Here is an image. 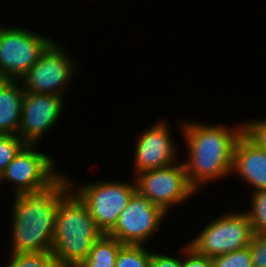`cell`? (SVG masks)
Wrapping results in <instances>:
<instances>
[{
	"mask_svg": "<svg viewBox=\"0 0 266 267\" xmlns=\"http://www.w3.org/2000/svg\"><path fill=\"white\" fill-rule=\"evenodd\" d=\"M166 215L160 207L135 191L108 235L122 244L145 245L159 231Z\"/></svg>",
	"mask_w": 266,
	"mask_h": 267,
	"instance_id": "30bf717a",
	"label": "cell"
},
{
	"mask_svg": "<svg viewBox=\"0 0 266 267\" xmlns=\"http://www.w3.org/2000/svg\"><path fill=\"white\" fill-rule=\"evenodd\" d=\"M168 125L166 121H158L139 134L134 149L135 175L177 162V149Z\"/></svg>",
	"mask_w": 266,
	"mask_h": 267,
	"instance_id": "7c38bea8",
	"label": "cell"
},
{
	"mask_svg": "<svg viewBox=\"0 0 266 267\" xmlns=\"http://www.w3.org/2000/svg\"><path fill=\"white\" fill-rule=\"evenodd\" d=\"M26 144L17 135H0V176Z\"/></svg>",
	"mask_w": 266,
	"mask_h": 267,
	"instance_id": "d6986e66",
	"label": "cell"
},
{
	"mask_svg": "<svg viewBox=\"0 0 266 267\" xmlns=\"http://www.w3.org/2000/svg\"><path fill=\"white\" fill-rule=\"evenodd\" d=\"M123 245L116 238L103 234L94 242L87 259L79 267H115L118 252Z\"/></svg>",
	"mask_w": 266,
	"mask_h": 267,
	"instance_id": "9a60e30c",
	"label": "cell"
},
{
	"mask_svg": "<svg viewBox=\"0 0 266 267\" xmlns=\"http://www.w3.org/2000/svg\"><path fill=\"white\" fill-rule=\"evenodd\" d=\"M243 134L256 146L266 150V119L243 123Z\"/></svg>",
	"mask_w": 266,
	"mask_h": 267,
	"instance_id": "44dd1931",
	"label": "cell"
},
{
	"mask_svg": "<svg viewBox=\"0 0 266 267\" xmlns=\"http://www.w3.org/2000/svg\"><path fill=\"white\" fill-rule=\"evenodd\" d=\"M254 231L246 212H228L209 222L188 241L196 253L215 258L250 246Z\"/></svg>",
	"mask_w": 266,
	"mask_h": 267,
	"instance_id": "277c9868",
	"label": "cell"
},
{
	"mask_svg": "<svg viewBox=\"0 0 266 267\" xmlns=\"http://www.w3.org/2000/svg\"><path fill=\"white\" fill-rule=\"evenodd\" d=\"M213 267H253L250 247L212 258Z\"/></svg>",
	"mask_w": 266,
	"mask_h": 267,
	"instance_id": "ffe728a7",
	"label": "cell"
},
{
	"mask_svg": "<svg viewBox=\"0 0 266 267\" xmlns=\"http://www.w3.org/2000/svg\"><path fill=\"white\" fill-rule=\"evenodd\" d=\"M64 95L30 93L24 91L21 120L17 136L27 144L39 143L58 121L63 110Z\"/></svg>",
	"mask_w": 266,
	"mask_h": 267,
	"instance_id": "8fae6325",
	"label": "cell"
},
{
	"mask_svg": "<svg viewBox=\"0 0 266 267\" xmlns=\"http://www.w3.org/2000/svg\"><path fill=\"white\" fill-rule=\"evenodd\" d=\"M233 173L251 185L253 191L266 189V150L256 146L244 134L235 143Z\"/></svg>",
	"mask_w": 266,
	"mask_h": 267,
	"instance_id": "4fadbf2b",
	"label": "cell"
},
{
	"mask_svg": "<svg viewBox=\"0 0 266 267\" xmlns=\"http://www.w3.org/2000/svg\"><path fill=\"white\" fill-rule=\"evenodd\" d=\"M150 267H182V259L175 256L152 252Z\"/></svg>",
	"mask_w": 266,
	"mask_h": 267,
	"instance_id": "cb8c5ba5",
	"label": "cell"
},
{
	"mask_svg": "<svg viewBox=\"0 0 266 267\" xmlns=\"http://www.w3.org/2000/svg\"><path fill=\"white\" fill-rule=\"evenodd\" d=\"M70 189L64 174L43 190L14 194L10 253L51 252L59 201Z\"/></svg>",
	"mask_w": 266,
	"mask_h": 267,
	"instance_id": "6da1fadb",
	"label": "cell"
},
{
	"mask_svg": "<svg viewBox=\"0 0 266 267\" xmlns=\"http://www.w3.org/2000/svg\"><path fill=\"white\" fill-rule=\"evenodd\" d=\"M72 181L69 178L71 189L86 204L89 214L103 234H108L114 228L121 211L136 191L135 182L129 184L101 179L76 188Z\"/></svg>",
	"mask_w": 266,
	"mask_h": 267,
	"instance_id": "8992f818",
	"label": "cell"
},
{
	"mask_svg": "<svg viewBox=\"0 0 266 267\" xmlns=\"http://www.w3.org/2000/svg\"><path fill=\"white\" fill-rule=\"evenodd\" d=\"M181 124L188 149V159L183 163L190 185L199 192L204 184L230 175L235 143L243 134V124L233 128L192 121Z\"/></svg>",
	"mask_w": 266,
	"mask_h": 267,
	"instance_id": "7a4b0ae2",
	"label": "cell"
},
{
	"mask_svg": "<svg viewBox=\"0 0 266 267\" xmlns=\"http://www.w3.org/2000/svg\"><path fill=\"white\" fill-rule=\"evenodd\" d=\"M136 191L167 213L172 206L197 193L190 185L184 163L143 171L134 179Z\"/></svg>",
	"mask_w": 266,
	"mask_h": 267,
	"instance_id": "ba28073f",
	"label": "cell"
},
{
	"mask_svg": "<svg viewBox=\"0 0 266 267\" xmlns=\"http://www.w3.org/2000/svg\"><path fill=\"white\" fill-rule=\"evenodd\" d=\"M144 246L124 244L118 252L115 267H150L152 252Z\"/></svg>",
	"mask_w": 266,
	"mask_h": 267,
	"instance_id": "2e32d148",
	"label": "cell"
},
{
	"mask_svg": "<svg viewBox=\"0 0 266 267\" xmlns=\"http://www.w3.org/2000/svg\"><path fill=\"white\" fill-rule=\"evenodd\" d=\"M7 267H58L52 252L10 253Z\"/></svg>",
	"mask_w": 266,
	"mask_h": 267,
	"instance_id": "e0dca14e",
	"label": "cell"
},
{
	"mask_svg": "<svg viewBox=\"0 0 266 267\" xmlns=\"http://www.w3.org/2000/svg\"><path fill=\"white\" fill-rule=\"evenodd\" d=\"M53 42L24 27H0V79L20 80Z\"/></svg>",
	"mask_w": 266,
	"mask_h": 267,
	"instance_id": "5b68a950",
	"label": "cell"
},
{
	"mask_svg": "<svg viewBox=\"0 0 266 267\" xmlns=\"http://www.w3.org/2000/svg\"><path fill=\"white\" fill-rule=\"evenodd\" d=\"M23 98L20 80L0 79V135H17Z\"/></svg>",
	"mask_w": 266,
	"mask_h": 267,
	"instance_id": "5bb4252c",
	"label": "cell"
},
{
	"mask_svg": "<svg viewBox=\"0 0 266 267\" xmlns=\"http://www.w3.org/2000/svg\"><path fill=\"white\" fill-rule=\"evenodd\" d=\"M251 210L246 214L255 234L266 232V189L252 191Z\"/></svg>",
	"mask_w": 266,
	"mask_h": 267,
	"instance_id": "ac0fdd59",
	"label": "cell"
},
{
	"mask_svg": "<svg viewBox=\"0 0 266 267\" xmlns=\"http://www.w3.org/2000/svg\"><path fill=\"white\" fill-rule=\"evenodd\" d=\"M182 250V267H213L211 258L196 253L187 243Z\"/></svg>",
	"mask_w": 266,
	"mask_h": 267,
	"instance_id": "603a6c76",
	"label": "cell"
},
{
	"mask_svg": "<svg viewBox=\"0 0 266 267\" xmlns=\"http://www.w3.org/2000/svg\"><path fill=\"white\" fill-rule=\"evenodd\" d=\"M249 247L253 267H266V232L255 234Z\"/></svg>",
	"mask_w": 266,
	"mask_h": 267,
	"instance_id": "7402d4cb",
	"label": "cell"
},
{
	"mask_svg": "<svg viewBox=\"0 0 266 267\" xmlns=\"http://www.w3.org/2000/svg\"><path fill=\"white\" fill-rule=\"evenodd\" d=\"M102 235L86 204L70 189L56 212L51 252L58 267H79Z\"/></svg>",
	"mask_w": 266,
	"mask_h": 267,
	"instance_id": "3957f363",
	"label": "cell"
},
{
	"mask_svg": "<svg viewBox=\"0 0 266 267\" xmlns=\"http://www.w3.org/2000/svg\"><path fill=\"white\" fill-rule=\"evenodd\" d=\"M34 147L36 144H26L0 176V184L12 182L15 195L43 190L62 175L55 170L54 157Z\"/></svg>",
	"mask_w": 266,
	"mask_h": 267,
	"instance_id": "9c48e42d",
	"label": "cell"
},
{
	"mask_svg": "<svg viewBox=\"0 0 266 267\" xmlns=\"http://www.w3.org/2000/svg\"><path fill=\"white\" fill-rule=\"evenodd\" d=\"M57 41L53 42L20 79L25 92L40 94H65L66 86L74 78L78 62L67 54Z\"/></svg>",
	"mask_w": 266,
	"mask_h": 267,
	"instance_id": "52a82bcc",
	"label": "cell"
}]
</instances>
